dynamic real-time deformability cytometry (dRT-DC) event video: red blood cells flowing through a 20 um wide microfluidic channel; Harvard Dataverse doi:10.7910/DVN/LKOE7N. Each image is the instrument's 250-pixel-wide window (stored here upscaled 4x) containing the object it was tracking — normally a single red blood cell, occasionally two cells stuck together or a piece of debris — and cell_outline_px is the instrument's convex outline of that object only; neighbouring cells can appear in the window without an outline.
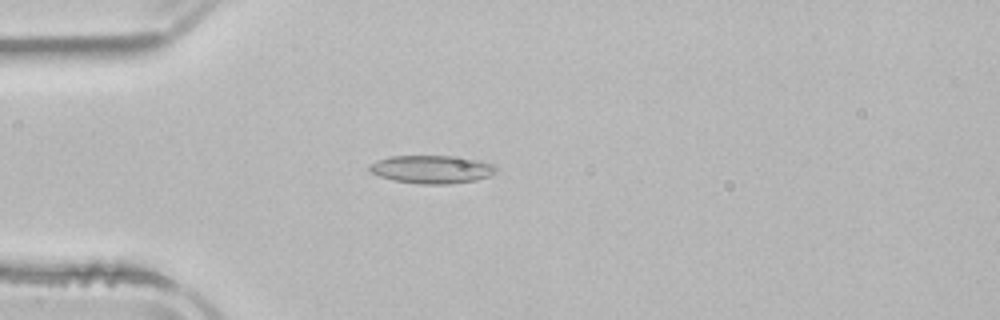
{"species": "common noctule bat (a hibernating species)", "species_latin": "Nyctalus noctula", "temperature_condition": "room temperature", "stored_images_in_passage": 3, "camera_frame_rate_fps": 3000, "um_per_image_px": 0.085, "animal": {"sex": "male", "body_mass_g": 21.5, "forearm_length_mm": 52.0}, "frame": {"image": 1, "passage_image": 3, "time_ms": 2.667, "image_size_px": [1000, 320], "cell_outline_px": [[496, 172], [488, 176], [476, 180], [452, 184], [420, 184], [392, 180], [380, 176], [372, 172], [368, 168], [368, 164], [392, 156], [452, 156], [476, 160], [496, 164]], "centroid_in_image_um": [36.72, 14.4], "position_along_channel_um": 48.3, "area_um2": 20.63}}